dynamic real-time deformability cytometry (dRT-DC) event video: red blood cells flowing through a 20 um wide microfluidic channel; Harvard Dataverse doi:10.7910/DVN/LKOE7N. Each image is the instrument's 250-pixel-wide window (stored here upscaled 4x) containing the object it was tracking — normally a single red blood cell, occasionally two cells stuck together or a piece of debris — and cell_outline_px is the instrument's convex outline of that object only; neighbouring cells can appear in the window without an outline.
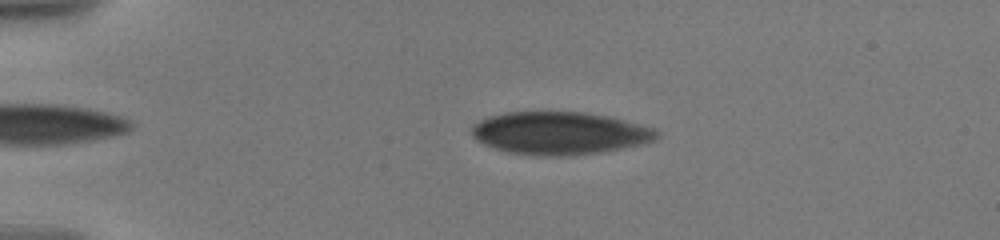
{"species": "human", "species_latin": "Homo sapiens", "temperature_condition": "warm", "stored_images_in_passage": 50, "camera_frame_rate_fps": 3000, "um_per_image_px": 0.085, "donor": {"sex": "male"}, "frame": {"image": 1, "passage_image": 14, "time_ms": 3.667, "image_size_px": [1000, 240], "cell_outline_px": [[660, 136], [644, 144], [604, 152], [572, 156], [540, 156], [508, 152], [484, 144], [472, 136], [472, 128], [480, 120], [488, 116], [504, 112], [584, 112], [624, 120], [652, 128], [660, 132]], "centroid_in_image_um": [47.58, 11.33], "position_along_channel_um": 37.4, "area_um2": 46.01}}
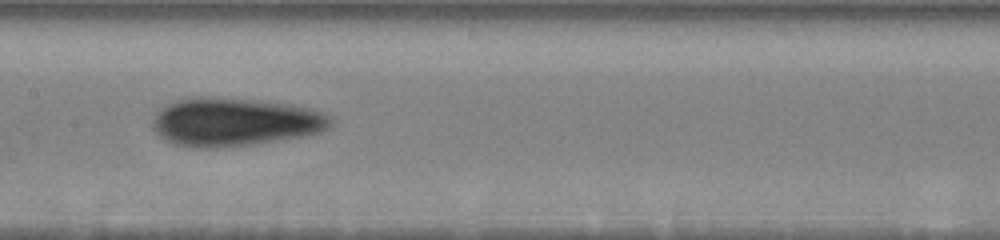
{"frame": {"image": 2, "passage_image": 35, "time_ms": 9.333, "image_size_px": [1000, 240], "cell_outline_px": [[332, 124], [328, 128], [320, 132], [304, 136], [252, 144], [216, 148], [192, 148], [172, 144], [164, 140], [152, 128], [152, 120], [156, 112], [160, 108], [176, 100], [192, 96], [216, 96], [260, 100], [292, 104], [308, 108], [332, 116]], "centroid_in_image_um": [19.9, 10.35], "position_along_channel_um": 187.5, "area_um2": 50.86}}
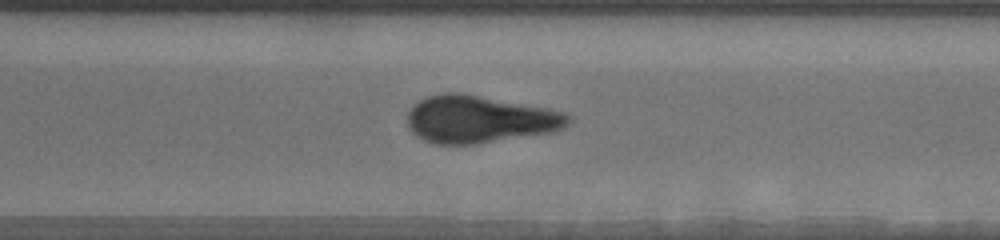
{"frame": {"image": 3, "passage_image": 49, "time_ms": 13.333, "image_size_px": [1000, 240], "cell_outline_px": [[572, 120], [564, 128], [552, 132], [476, 144], [436, 144], [424, 140], [416, 136], [408, 128], [408, 112], [420, 100], [428, 96], [440, 92], [460, 92], [548, 108], [564, 112], [572, 116]], "centroid_in_image_um": [40.77, 10.13], "position_along_channel_um": 329.8, "area_um2": 44.56}}